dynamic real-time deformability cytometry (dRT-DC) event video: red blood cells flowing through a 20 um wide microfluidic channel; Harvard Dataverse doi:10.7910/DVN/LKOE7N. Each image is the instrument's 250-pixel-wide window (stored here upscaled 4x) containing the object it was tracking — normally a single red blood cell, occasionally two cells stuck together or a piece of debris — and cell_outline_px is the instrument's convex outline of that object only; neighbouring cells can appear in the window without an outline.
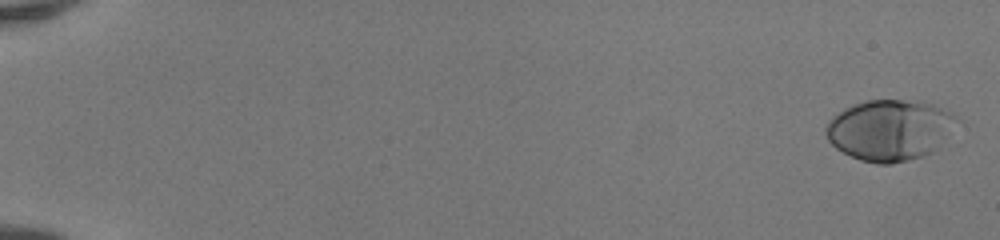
{"species": "human", "species_latin": "Homo sapiens", "temperature_condition": "room temperature", "stored_images_in_passage": 51, "camera_frame_rate_fps": 3000, "um_per_image_px": 0.085, "donor": {"sex": "female"}, "frame": {"image": 1, "passage_image": 1, "time_ms": 0.0, "image_size_px": [1000, 240], "cell_outline_px": [[964, 120], [932, 152], [924, 156], [892, 164], [876, 164], [860, 160], [836, 148], [828, 140], [824, 132], [824, 128], [828, 120], [832, 116], [844, 108], [868, 100], [916, 100], [932, 104], [952, 112]], "centroid_in_image_um": [75.67, 11.05], "position_along_channel_um": 9.3, "area_um2": 47.11}}
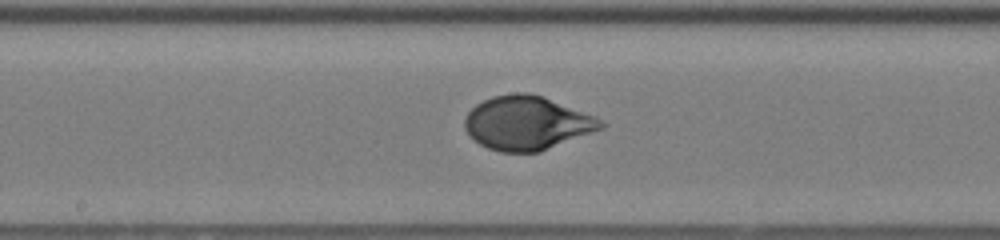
{"frame": {"image": 2, "passage_image": 29, "time_ms": 9.333, "image_size_px": [1000, 240], "cell_outline_px": [[608, 124], [604, 128], [540, 152], [500, 152], [488, 148], [480, 144], [464, 128], [464, 120], [468, 112], [476, 104], [492, 96], [512, 92], [528, 92], [540, 96], [592, 116]], "centroid_in_image_um": [44.76, 10.46], "position_along_channel_um": 203.4, "area_um2": 42.25}}
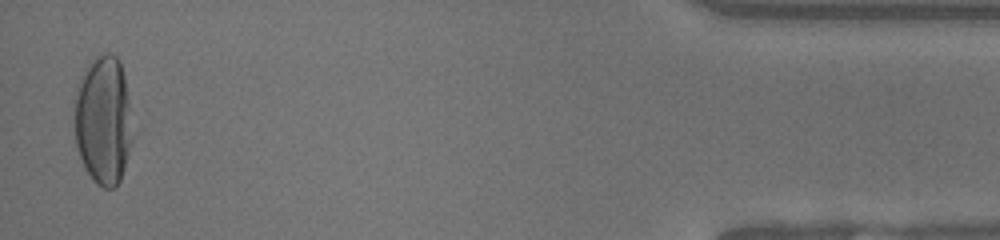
{"frame": {"image": 3, "passage_image": 50, "time_ms": 16.333, "image_size_px": [1000, 240], "cell_outline_px": [[144, 128], [120, 180], [112, 188], [104, 188], [96, 184], [92, 180], [84, 168], [76, 144], [76, 96], [80, 80], [84, 72], [92, 60], [96, 56], [108, 52], [116, 56], [120, 60]], "centroid_in_image_um": [9.03, 10.26], "position_along_channel_um": 426.2, "area_um2": 47.28}, "authors_computed_cell_mechanics": {"area_um2": 43.061, "velocity_mm_per_s": 4.1682, "shape_relaxation_time_tau1_ms": 3.778, "shape_relaxation_time_tau2_ms": null, "deformation_change_tau1": 0.2066, "deformation_change_tau2": null}}